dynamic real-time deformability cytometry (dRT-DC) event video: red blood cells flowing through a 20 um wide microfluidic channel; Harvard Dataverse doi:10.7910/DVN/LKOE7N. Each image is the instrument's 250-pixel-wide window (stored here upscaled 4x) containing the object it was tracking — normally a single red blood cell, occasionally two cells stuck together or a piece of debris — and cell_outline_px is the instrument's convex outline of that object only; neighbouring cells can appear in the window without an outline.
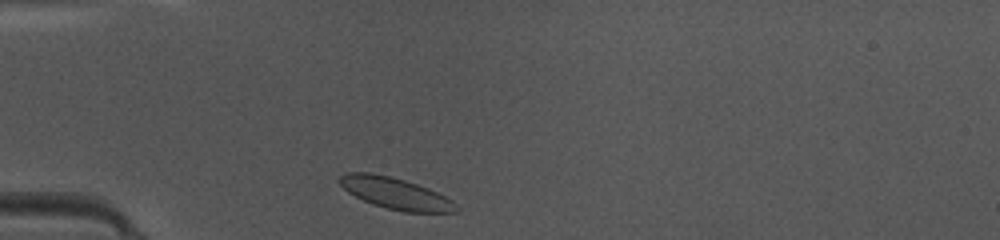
{"species": "common noctule bat (a hibernating species)", "species_latin": "Nyctalus noctula", "temperature_condition": "warm", "stored_images_in_passage": 35, "camera_frame_rate_fps": 3000, "um_per_image_px": 0.085, "animal": {"sex": "female", "body_mass_g": 10.0, "forearm_length_mm": 53.1}, "frame": {"image": 1, "passage_image": 1, "time_ms": 0.0, "image_size_px": [1000, 240], "cell_outline_px": [[460, 212], [404, 212], [372, 204], [348, 192], [336, 180], [340, 176], [348, 172], [368, 172], [388, 176], [404, 180], [428, 188], [452, 200], [460, 208]], "centroid_in_image_um": [33.62, 16.44], "position_along_channel_um": 51.4, "area_um2": 21.21}}
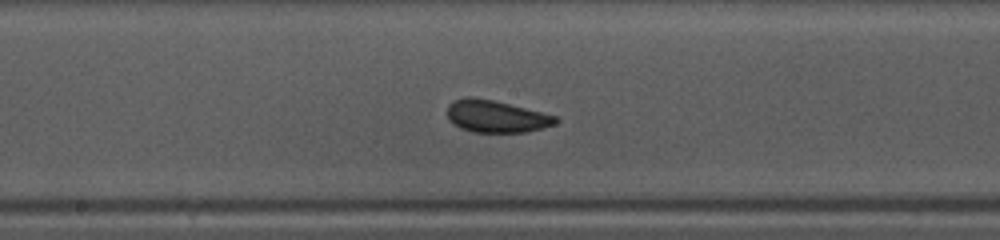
{"frame": {"image": 2, "passage_image": 13, "time_ms": 4.0, "image_size_px": [1000, 240], "cell_outline_px": [[560, 120], [556, 124], [528, 132], [472, 132], [460, 128], [448, 120], [448, 104], [452, 100], [464, 96], [492, 100], [556, 116]], "centroid_in_image_um": [42.14, 9.9], "position_along_channel_um": 206.1, "area_um2": 20.23}}
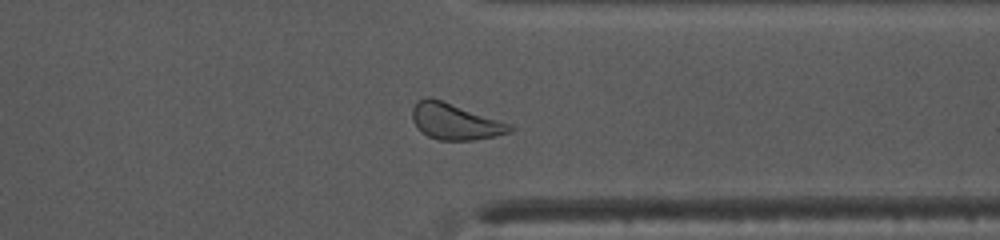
{"frame": {"image": 3, "passage_image": 25, "time_ms": 8.0, "image_size_px": [1000, 240], "cell_outline_px": [[516, 128], [512, 132], [496, 136], [472, 140], [436, 140], [428, 136], [412, 120], [412, 108], [416, 100], [428, 96], [432, 96], [512, 124]], "centroid_in_image_um": [38.7, 10.31], "position_along_channel_um": 372.7, "area_um2": 20.87}, "authors_computed_cell_mechanics": {"area_um2": 20.4612, "velocity_mm_per_s": 4.1819, "shape_relaxation_time_tau1_ms": 2.0319, "shape_relaxation_time_tau2_ms": 1.932, "deformation_change_tau1": 0.0713, "deformation_change_tau2": 0.062}}